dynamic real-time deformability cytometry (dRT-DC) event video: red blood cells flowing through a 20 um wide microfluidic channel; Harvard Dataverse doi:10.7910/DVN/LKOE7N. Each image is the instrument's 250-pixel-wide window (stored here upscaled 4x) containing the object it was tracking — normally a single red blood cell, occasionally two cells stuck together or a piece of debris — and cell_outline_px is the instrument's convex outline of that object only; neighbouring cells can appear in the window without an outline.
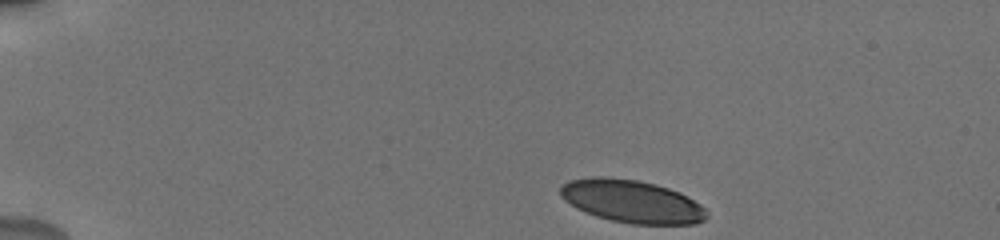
{"species": "human", "species_latin": "Homo sapiens", "temperature_condition": "cold", "stored_images_in_passage": 45, "camera_frame_rate_fps": 3000, "um_per_image_px": 0.085, "donor": {"sex": "male"}, "frame": {"image": 1, "passage_image": 1, "time_ms": 0.0, "image_size_px": [1000, 240], "cell_outline_px": [[708, 216], [704, 220], [696, 224], [632, 224], [612, 220], [596, 216], [584, 212], [576, 208], [564, 200], [560, 196], [560, 188], [568, 180], [592, 176], [604, 176], [636, 180], [656, 184], [680, 192], [688, 196], [700, 204], [704, 208]], "centroid_in_image_um": [53.69, 17.11], "position_along_channel_um": 31.3, "area_um2": 36.65}}
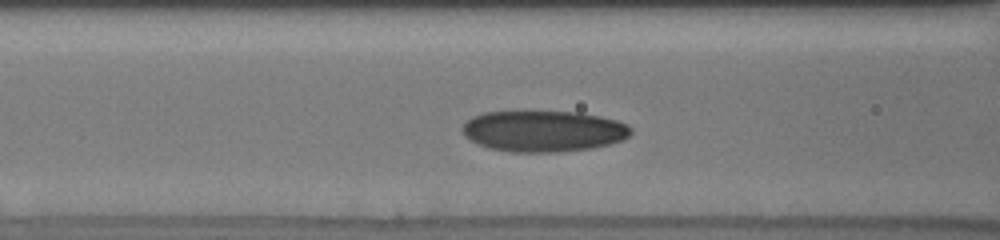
{"frame": {"image": 2, "passage_image": 15, "time_ms": 4.667, "image_size_px": [1000, 240], "cell_outline_px": [[632, 132], [624, 140], [592, 148], [560, 152], [512, 152], [488, 148], [464, 136], [464, 124], [472, 116], [484, 112], [576, 112], [600, 116], [616, 120], [628, 124], [632, 128]], "centroid_in_image_um": [46.23, 11.15], "position_along_channel_um": 120.4, "area_um2": 40.29}}
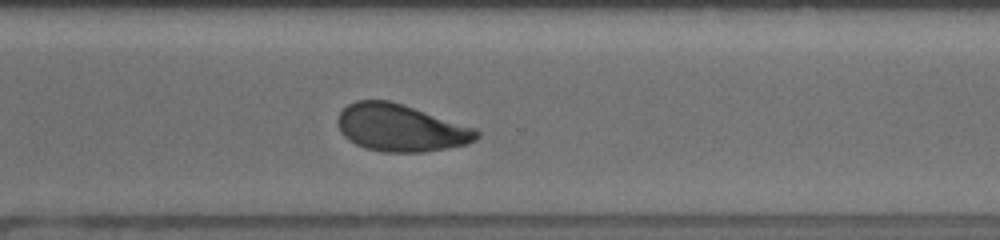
{"frame": {"image": 3, "passage_image": 32, "time_ms": 10.333, "image_size_px": [1000, 240], "cell_outline_px": [[480, 136], [476, 140], [468, 144], [448, 148], [424, 152], [384, 152], [364, 148], [348, 140], [340, 132], [336, 120], [340, 112], [348, 104], [356, 100], [388, 100], [404, 104], [476, 128], [480, 132]], "centroid_in_image_um": [34.06, 10.87], "position_along_channel_um": 336.5, "area_um2": 38.55}, "authors_computed_cell_mechanics": {"area_um2": 38.726, "velocity_mm_per_s": 3.8223, "shape_relaxation_time_tau1_ms": 4.8916, "shape_relaxation_time_tau2_ms": 2.1396, "deformation_change_tau1": 0.1414, "deformation_change_tau2": 0.0725}}